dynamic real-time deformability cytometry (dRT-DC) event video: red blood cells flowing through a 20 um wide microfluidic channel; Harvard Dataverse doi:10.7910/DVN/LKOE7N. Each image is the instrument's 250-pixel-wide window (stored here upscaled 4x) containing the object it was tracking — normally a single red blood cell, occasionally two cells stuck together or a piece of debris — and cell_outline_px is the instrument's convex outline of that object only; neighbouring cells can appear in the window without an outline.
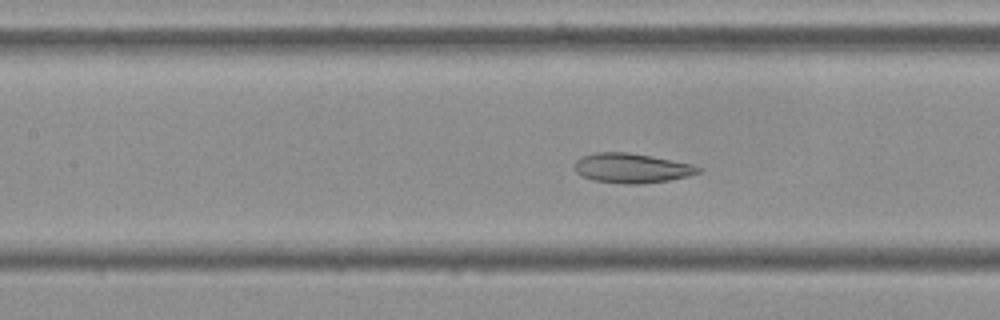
{"species": "Egyptian fruit bat (a non-hibernating species)", "species_latin": "Rousettus aegyptiacus", "temperature_condition": "cold", "stored_images_in_passage": 55, "camera_frame_rate_fps": 3000, "um_per_image_px": 0.085, "frame": {"image": 1, "passage_image": 24, "time_ms": 7.667, "image_size_px": [1000, 320], "cell_outline_px": [[704, 168], [700, 172], [688, 176], [668, 180], [644, 184], [624, 184], [592, 180], [580, 176], [572, 168], [572, 164], [580, 156], [596, 152], [628, 152], [652, 156], [692, 164]], "centroid_in_image_um": [53.64, 14.29], "position_along_channel_um": 153.8, "area_um2": 21.79}}
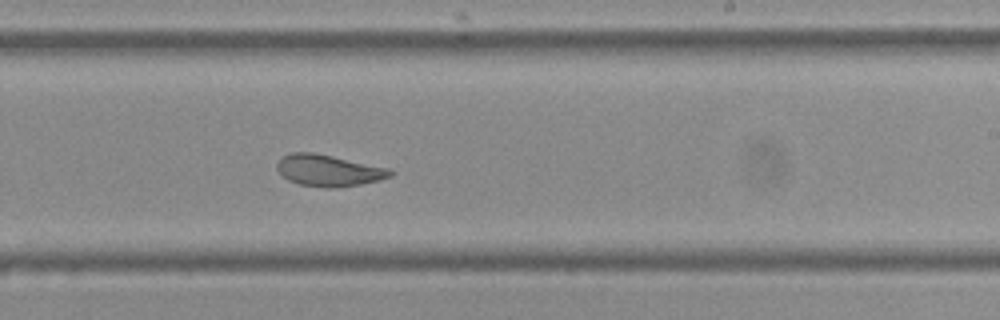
{"frame": {"image": 2, "passage_image": 33, "time_ms": 10.667, "image_size_px": [1000, 320], "cell_outline_px": [[396, 172], [392, 176], [380, 180], [360, 184], [336, 188], [328, 188], [300, 184], [288, 180], [276, 168], [276, 164], [284, 156], [292, 152], [312, 152], [392, 168]], "centroid_in_image_um": [28.0, 14.49], "position_along_channel_um": 261.0, "area_um2": 20.87}}
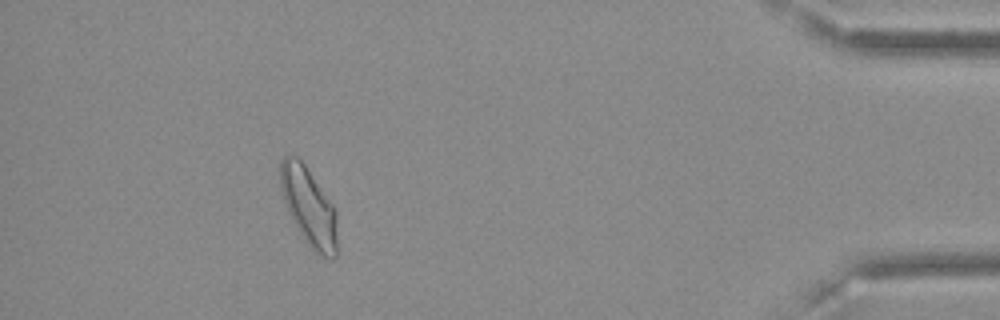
{"frame": {"image": 3, "passage_image": 50, "time_ms": 16.333, "image_size_px": [1000, 320], "cell_outline_px": [[336, 256], [332, 260], [312, 252], [292, 220], [288, 212], [284, 200], [280, 184], [280, 160], [288, 152], [296, 156], [304, 164], [332, 204], [336, 212]], "centroid_in_image_um": [26.23, 17.58], "position_along_channel_um": 409.0, "area_um2": 25.89}, "authors_computed_cell_mechanics": {"area_um2": 23.409, "velocity_mm_per_s": 3.5967, "shape_relaxation_time_tau1_ms": null, "shape_relaxation_time_tau2_ms": 1.9022, "deformation_change_tau1": null, "deformation_change_tau2": 0.0826}}